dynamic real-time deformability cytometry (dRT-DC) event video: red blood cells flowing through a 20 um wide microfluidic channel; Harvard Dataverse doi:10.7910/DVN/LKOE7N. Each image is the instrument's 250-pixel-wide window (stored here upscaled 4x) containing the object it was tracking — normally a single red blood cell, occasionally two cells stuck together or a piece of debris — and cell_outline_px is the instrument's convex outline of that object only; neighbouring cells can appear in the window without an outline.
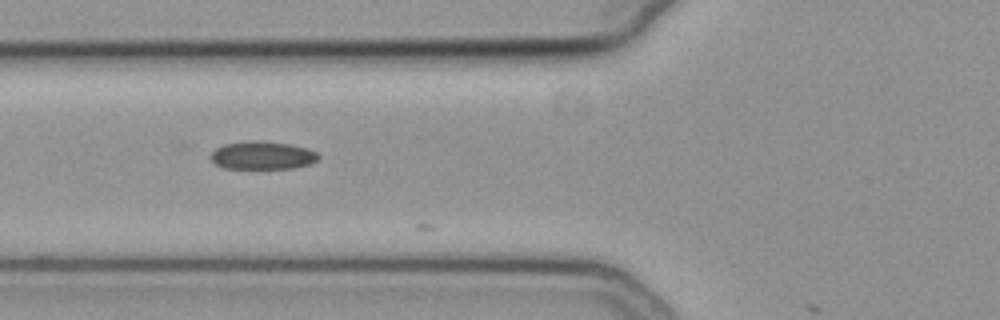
{"species": "common noctule bat (a hibernating species)", "species_latin": "Nyctalus noctula", "temperature_condition": "cold", "stored_images_in_passage": 11, "camera_frame_rate_fps": 3000, "um_per_image_px": 0.085, "animal": {"sex": "female", "body_mass_g": 19.3, "forearm_length_mm": 54.1}, "frame": {"image": 1, "passage_image": 9, "time_ms": 2.667, "image_size_px": [1000, 320], "cell_outline_px": [[320, 156], [312, 164], [292, 168], [224, 168], [216, 164], [212, 160], [212, 152], [216, 148], [224, 144], [248, 140], [256, 140], [288, 144], [308, 148], [316, 152]], "centroid_in_image_um": [22.32, 13.2], "position_along_channel_um": 103.5, "area_um2": 17.51}}